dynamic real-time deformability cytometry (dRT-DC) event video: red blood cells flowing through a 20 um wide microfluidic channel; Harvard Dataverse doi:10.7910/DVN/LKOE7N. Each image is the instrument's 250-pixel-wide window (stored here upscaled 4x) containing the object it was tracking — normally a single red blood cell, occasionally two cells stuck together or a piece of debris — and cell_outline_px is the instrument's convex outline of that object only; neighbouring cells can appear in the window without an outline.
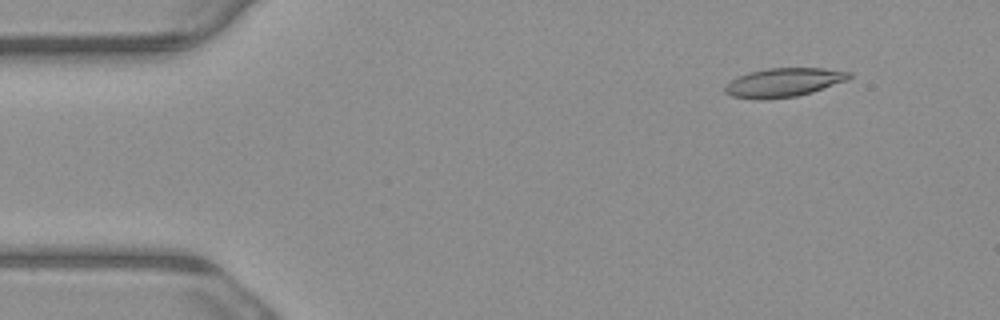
{"species": "common noctule bat (a hibernating species)", "species_latin": "Nyctalus noctula", "temperature_condition": "warm", "stored_images_in_passage": 5, "segment_of_instrument_passage": [1, 2], "camera_frame_rate_fps": 3000, "um_per_image_px": 0.085, "animal": {"sex": "male", "body_mass_g": 23.1, "forearm_length_mm": 52.7}, "frame": {"image": 1, "passage_image": 2, "time_ms": 0.333, "image_size_px": [1000, 320], "cell_outline_px": [[852, 76], [848, 80], [812, 92], [796, 96], [768, 100], [760, 100], [732, 96], [724, 92], [724, 88], [732, 80], [748, 72], [768, 68], [824, 68], [852, 72]], "centroid_in_image_um": [66.64, 7.01], "position_along_channel_um": 18.4, "area_um2": 20.92}}